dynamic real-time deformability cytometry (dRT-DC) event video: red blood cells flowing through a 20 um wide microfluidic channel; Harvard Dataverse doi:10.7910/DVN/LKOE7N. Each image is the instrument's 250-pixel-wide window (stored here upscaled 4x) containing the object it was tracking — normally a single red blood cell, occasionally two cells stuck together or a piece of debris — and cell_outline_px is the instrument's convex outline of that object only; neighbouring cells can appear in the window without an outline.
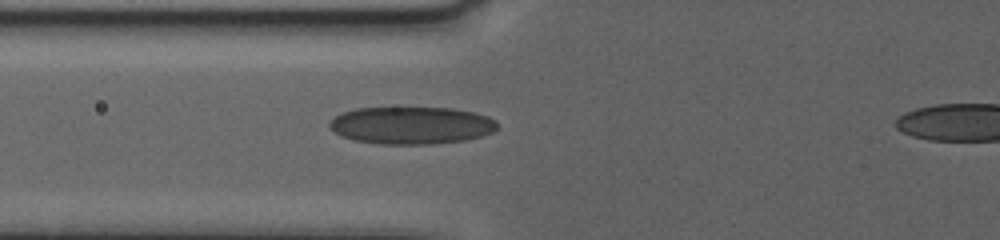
{"species": "human", "species_latin": "Homo sapiens", "temperature_condition": "warm", "stored_images_in_passage": 3, "camera_frame_rate_fps": 3000, "um_per_image_px": 0.085, "donor": {"sex": "female"}, "frame": {"image": 1, "passage_image": 3, "time_ms": 2.0, "image_size_px": [1000, 240], "cell_outline_px": [[496, 128], [492, 132], [480, 136], [464, 140], [432, 144], [380, 144], [356, 140], [344, 136], [328, 128], [328, 124], [336, 116], [344, 112], [356, 108], [452, 108], [472, 112], [488, 116], [496, 120]], "centroid_in_image_um": [34.97, 10.65], "position_along_channel_um": 90.8, "area_um2": 36.24}}